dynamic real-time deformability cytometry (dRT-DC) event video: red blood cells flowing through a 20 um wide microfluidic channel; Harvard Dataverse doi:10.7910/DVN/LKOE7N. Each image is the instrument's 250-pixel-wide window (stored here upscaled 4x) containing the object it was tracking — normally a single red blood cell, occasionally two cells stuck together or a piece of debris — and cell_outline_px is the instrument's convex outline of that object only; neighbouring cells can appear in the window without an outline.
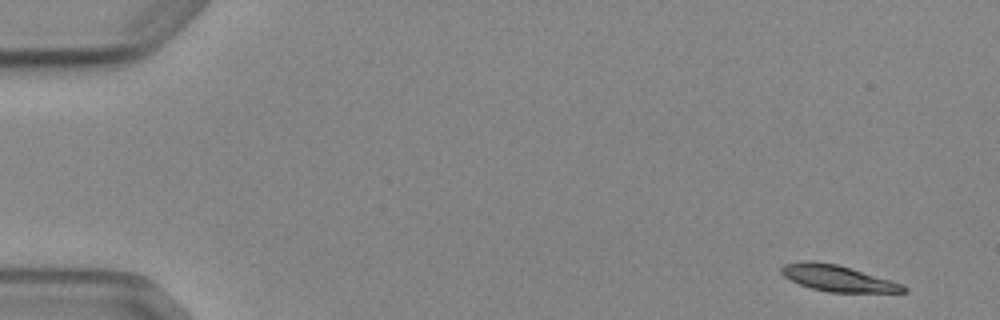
{"species": "Egyptian fruit bat (a non-hibernating species)", "species_latin": "Rousettus aegyptiacus", "temperature_condition": "cold", "stored_images_in_passage": 4, "camera_frame_rate_fps": 3000, "um_per_image_px": 0.085, "animal": {"sex": "female"}, "frame": {"image": 1, "passage_image": 1, "time_ms": 0.0, "image_size_px": [1000, 320], "cell_outline_px": [[908, 292], [828, 292], [812, 288], [800, 284], [784, 276], [780, 272], [780, 268], [784, 264], [804, 260], [812, 260], [836, 264], [904, 284], [908, 288]], "centroid_in_image_um": [71.2, 23.64], "position_along_channel_um": 13.8, "area_um2": 18.5}}
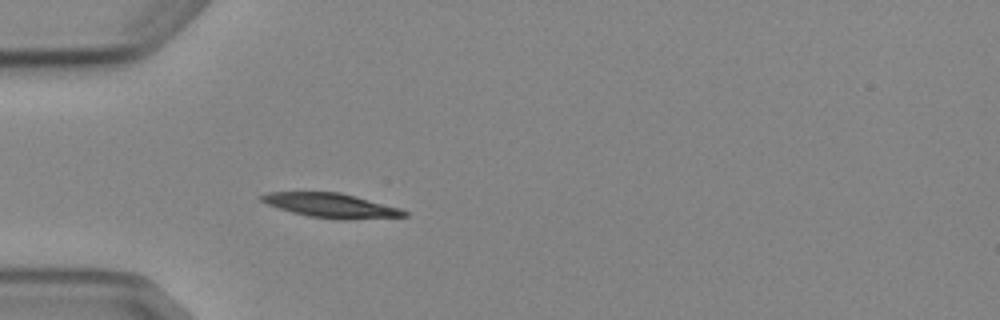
{"frame": {"image": 2, "passage_image": 4, "time_ms": 4.333, "image_size_px": [1000, 320], "cell_outline_px": [[408, 216], [344, 220], [308, 216], [292, 212], [268, 204], [260, 200], [260, 196], [268, 192], [340, 192], [356, 196], [400, 208], [408, 212]], "centroid_in_image_um": [28.17, 17.46], "position_along_channel_um": 56.8, "area_um2": 20.11}}